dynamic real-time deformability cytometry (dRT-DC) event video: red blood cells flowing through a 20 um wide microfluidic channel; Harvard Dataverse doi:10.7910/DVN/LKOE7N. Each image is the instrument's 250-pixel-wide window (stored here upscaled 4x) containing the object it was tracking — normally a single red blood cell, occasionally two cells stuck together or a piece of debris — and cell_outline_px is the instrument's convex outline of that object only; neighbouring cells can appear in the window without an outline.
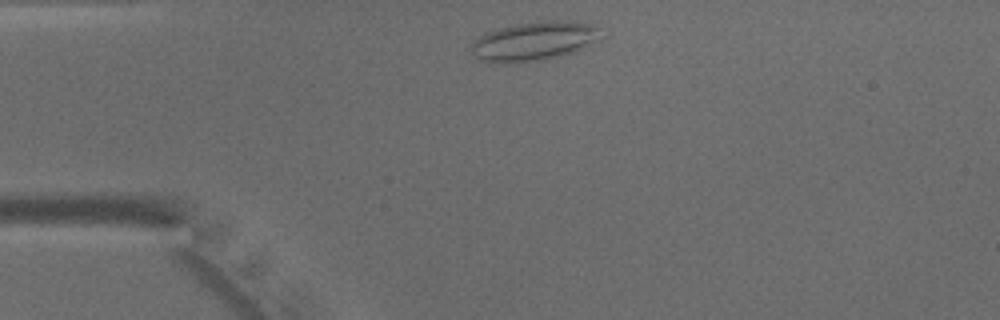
{"species": "common noctule bat (a hibernating species)", "species_latin": "Nyctalus noctula", "temperature_condition": "warm", "stored_images_in_passage": 38, "camera_frame_rate_fps": 3000, "um_per_image_px": 0.085, "animal": {"sex": "male", "body_mass_g": 15.6}, "frame": {"image": 1, "passage_image": 2, "time_ms": 0.333, "image_size_px": [1000, 320], "cell_outline_px": [[600, 28], [592, 40], [576, 52], [544, 60], [512, 64], [484, 60], [476, 56], [472, 52], [472, 44], [484, 32], [516, 24], [552, 20], [572, 20], [596, 24]], "centroid_in_image_um": [45.38, 3.49], "position_along_channel_um": 39.6, "area_um2": 29.07}}
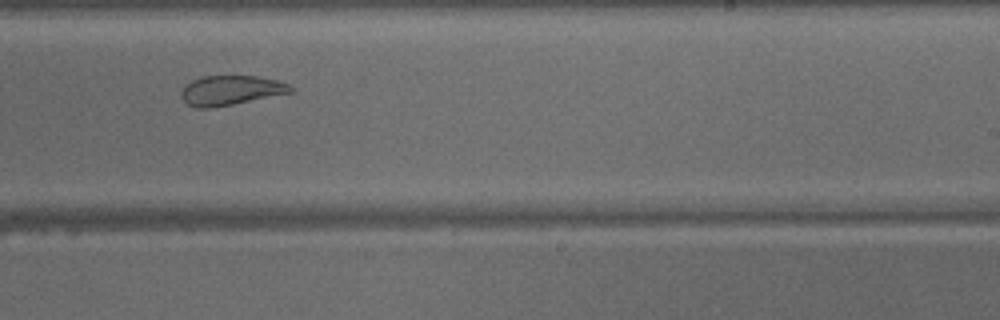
{"frame": {"image": 2, "passage_image": 20, "time_ms": 6.333, "image_size_px": [1000, 320], "cell_outline_px": [[292, 92], [232, 104], [208, 108], [196, 108], [188, 104], [180, 96], [180, 92], [192, 80], [204, 76], [256, 76], [276, 80], [288, 84], [292, 88]], "centroid_in_image_um": [19.59, 7.67], "position_along_channel_um": 269.4, "area_um2": 18.5}}
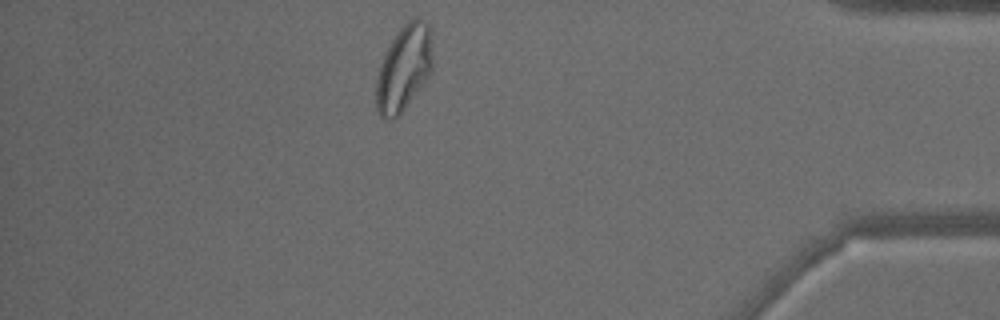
{"frame": {"image": 3, "passage_image": 32, "time_ms": 10.333, "image_size_px": [1000, 320], "cell_outline_px": [[432, 72], [404, 108], [392, 120], [388, 120], [380, 116], [376, 112], [376, 80], [380, 64], [384, 52], [396, 32], [412, 16], [416, 16], [428, 24], [432, 56]], "centroid_in_image_um": [34.3, 5.77], "position_along_channel_um": 400.9, "area_um2": 28.15}}